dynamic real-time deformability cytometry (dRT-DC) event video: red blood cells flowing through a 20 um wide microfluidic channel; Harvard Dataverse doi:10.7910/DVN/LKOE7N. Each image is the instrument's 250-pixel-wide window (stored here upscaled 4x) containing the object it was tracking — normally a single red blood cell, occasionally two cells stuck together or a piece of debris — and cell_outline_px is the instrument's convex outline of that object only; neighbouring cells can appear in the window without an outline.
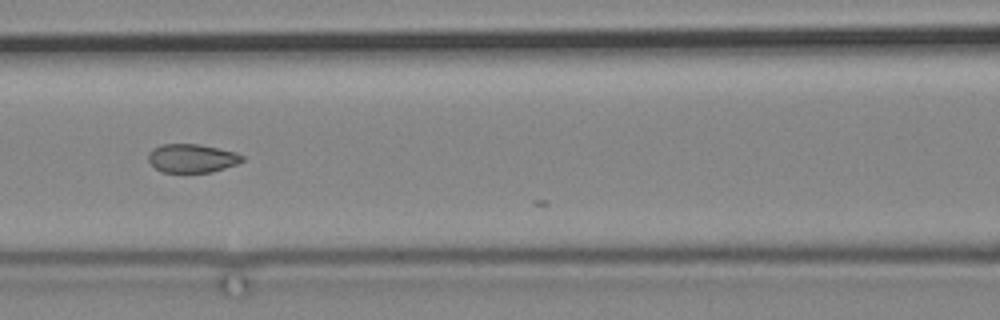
{"species": "common noctule bat (a hibernating species)", "species_latin": "Nyctalus noctula", "temperature_condition": "cold", "stored_images_in_passage": 12, "camera_frame_rate_fps": 3000, "um_per_image_px": 0.085, "animal": {"sex": "male", "body_mass_g": 19.2, "forearm_length_mm": 51.8}, "frame": {"image": 1, "passage_image": 10, "time_ms": 11.667, "image_size_px": [1000, 320], "cell_outline_px": [[244, 160], [236, 164], [212, 172], [160, 172], [148, 160], [148, 152], [152, 148], [160, 144], [200, 144], [236, 152], [244, 156]], "centroid_in_image_um": [16.3, 13.44], "position_along_channel_um": 150.3, "area_um2": 15.72}}
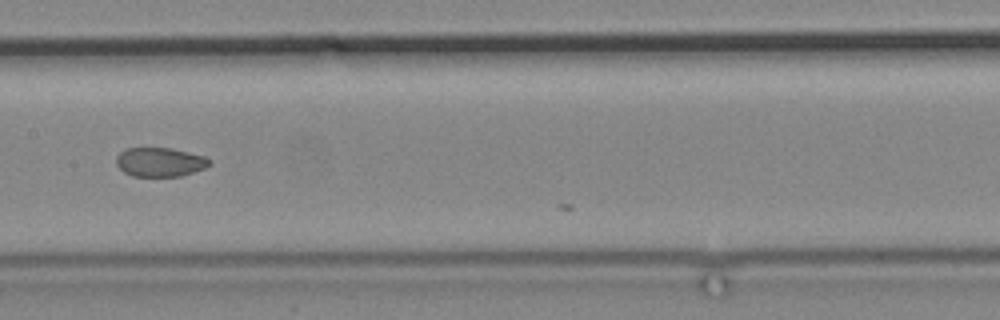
{"frame": {"image": 2, "passage_image": 11, "time_ms": 13.0, "image_size_px": [1000, 320], "cell_outline_px": [[212, 164], [204, 168], [180, 176], [132, 176], [124, 172], [116, 164], [116, 156], [124, 148], [172, 148], [204, 156], [212, 160]], "centroid_in_image_um": [13.59, 13.77], "position_along_channel_um": 193.8, "area_um2": 15.84}}